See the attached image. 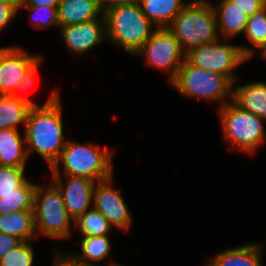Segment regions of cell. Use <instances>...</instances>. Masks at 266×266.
Instances as JSON below:
<instances>
[{"label": "cell", "instance_id": "obj_6", "mask_svg": "<svg viewBox=\"0 0 266 266\" xmlns=\"http://www.w3.org/2000/svg\"><path fill=\"white\" fill-rule=\"evenodd\" d=\"M170 85L185 98L220 102L219 108L232 100L233 83L226 76L197 68L186 60Z\"/></svg>", "mask_w": 266, "mask_h": 266}, {"label": "cell", "instance_id": "obj_17", "mask_svg": "<svg viewBox=\"0 0 266 266\" xmlns=\"http://www.w3.org/2000/svg\"><path fill=\"white\" fill-rule=\"evenodd\" d=\"M263 246L247 243L230 248L207 259L205 266H262Z\"/></svg>", "mask_w": 266, "mask_h": 266}, {"label": "cell", "instance_id": "obj_19", "mask_svg": "<svg viewBox=\"0 0 266 266\" xmlns=\"http://www.w3.org/2000/svg\"><path fill=\"white\" fill-rule=\"evenodd\" d=\"M142 13L156 28H166L189 3L184 0H139Z\"/></svg>", "mask_w": 266, "mask_h": 266}, {"label": "cell", "instance_id": "obj_12", "mask_svg": "<svg viewBox=\"0 0 266 266\" xmlns=\"http://www.w3.org/2000/svg\"><path fill=\"white\" fill-rule=\"evenodd\" d=\"M52 176V182L60 190L69 216L75 220L93 206L95 181L76 176Z\"/></svg>", "mask_w": 266, "mask_h": 266}, {"label": "cell", "instance_id": "obj_36", "mask_svg": "<svg viewBox=\"0 0 266 266\" xmlns=\"http://www.w3.org/2000/svg\"><path fill=\"white\" fill-rule=\"evenodd\" d=\"M259 53H260V56L261 58L265 59L266 60V42L261 44L258 48H256Z\"/></svg>", "mask_w": 266, "mask_h": 266}, {"label": "cell", "instance_id": "obj_1", "mask_svg": "<svg viewBox=\"0 0 266 266\" xmlns=\"http://www.w3.org/2000/svg\"><path fill=\"white\" fill-rule=\"evenodd\" d=\"M60 93L53 89L47 101L29 109L24 133L28 156L37 152L47 162L49 168L59 158L67 143L64 138Z\"/></svg>", "mask_w": 266, "mask_h": 266}, {"label": "cell", "instance_id": "obj_4", "mask_svg": "<svg viewBox=\"0 0 266 266\" xmlns=\"http://www.w3.org/2000/svg\"><path fill=\"white\" fill-rule=\"evenodd\" d=\"M223 140L231 151L254 154L265 143L263 118L241 109L232 100L218 108Z\"/></svg>", "mask_w": 266, "mask_h": 266}, {"label": "cell", "instance_id": "obj_30", "mask_svg": "<svg viewBox=\"0 0 266 266\" xmlns=\"http://www.w3.org/2000/svg\"><path fill=\"white\" fill-rule=\"evenodd\" d=\"M18 5V0L0 1V32L17 17Z\"/></svg>", "mask_w": 266, "mask_h": 266}, {"label": "cell", "instance_id": "obj_7", "mask_svg": "<svg viewBox=\"0 0 266 266\" xmlns=\"http://www.w3.org/2000/svg\"><path fill=\"white\" fill-rule=\"evenodd\" d=\"M33 212L37 237H71V225L74 220L67 212L60 190L52 181L46 186L37 184Z\"/></svg>", "mask_w": 266, "mask_h": 266}, {"label": "cell", "instance_id": "obj_26", "mask_svg": "<svg viewBox=\"0 0 266 266\" xmlns=\"http://www.w3.org/2000/svg\"><path fill=\"white\" fill-rule=\"evenodd\" d=\"M25 170L23 167L0 165V198L1 195L16 193V190L27 181Z\"/></svg>", "mask_w": 266, "mask_h": 266}, {"label": "cell", "instance_id": "obj_18", "mask_svg": "<svg viewBox=\"0 0 266 266\" xmlns=\"http://www.w3.org/2000/svg\"><path fill=\"white\" fill-rule=\"evenodd\" d=\"M18 129H0V165L26 168L29 159L23 137Z\"/></svg>", "mask_w": 266, "mask_h": 266}, {"label": "cell", "instance_id": "obj_38", "mask_svg": "<svg viewBox=\"0 0 266 266\" xmlns=\"http://www.w3.org/2000/svg\"><path fill=\"white\" fill-rule=\"evenodd\" d=\"M188 2H209V0H187Z\"/></svg>", "mask_w": 266, "mask_h": 266}, {"label": "cell", "instance_id": "obj_14", "mask_svg": "<svg viewBox=\"0 0 266 266\" xmlns=\"http://www.w3.org/2000/svg\"><path fill=\"white\" fill-rule=\"evenodd\" d=\"M214 9L219 36L222 39L232 38L244 33L248 16L231 0H219V3L211 2Z\"/></svg>", "mask_w": 266, "mask_h": 266}, {"label": "cell", "instance_id": "obj_20", "mask_svg": "<svg viewBox=\"0 0 266 266\" xmlns=\"http://www.w3.org/2000/svg\"><path fill=\"white\" fill-rule=\"evenodd\" d=\"M0 232L19 238L22 242L37 237L33 211H20L0 215Z\"/></svg>", "mask_w": 266, "mask_h": 266}, {"label": "cell", "instance_id": "obj_35", "mask_svg": "<svg viewBox=\"0 0 266 266\" xmlns=\"http://www.w3.org/2000/svg\"><path fill=\"white\" fill-rule=\"evenodd\" d=\"M139 0H98L99 5L101 6L102 10H106L109 7H112L114 5H118V4H132V3H136Z\"/></svg>", "mask_w": 266, "mask_h": 266}, {"label": "cell", "instance_id": "obj_3", "mask_svg": "<svg viewBox=\"0 0 266 266\" xmlns=\"http://www.w3.org/2000/svg\"><path fill=\"white\" fill-rule=\"evenodd\" d=\"M104 17L107 40L134 56L156 29L142 13L139 2L109 7Z\"/></svg>", "mask_w": 266, "mask_h": 266}, {"label": "cell", "instance_id": "obj_28", "mask_svg": "<svg viewBox=\"0 0 266 266\" xmlns=\"http://www.w3.org/2000/svg\"><path fill=\"white\" fill-rule=\"evenodd\" d=\"M33 241H24L0 259V266H32L34 264Z\"/></svg>", "mask_w": 266, "mask_h": 266}, {"label": "cell", "instance_id": "obj_33", "mask_svg": "<svg viewBox=\"0 0 266 266\" xmlns=\"http://www.w3.org/2000/svg\"><path fill=\"white\" fill-rule=\"evenodd\" d=\"M54 254L52 266H87L86 264L75 260L68 252H61L56 249Z\"/></svg>", "mask_w": 266, "mask_h": 266}, {"label": "cell", "instance_id": "obj_24", "mask_svg": "<svg viewBox=\"0 0 266 266\" xmlns=\"http://www.w3.org/2000/svg\"><path fill=\"white\" fill-rule=\"evenodd\" d=\"M244 35L253 45L252 48L248 45L239 44L241 51L247 57V61H249L255 55L256 48L266 42V5L253 15L248 16Z\"/></svg>", "mask_w": 266, "mask_h": 266}, {"label": "cell", "instance_id": "obj_29", "mask_svg": "<svg viewBox=\"0 0 266 266\" xmlns=\"http://www.w3.org/2000/svg\"><path fill=\"white\" fill-rule=\"evenodd\" d=\"M43 56L41 55L26 71L25 75L23 76L22 81L20 82V84L15 88L14 92L11 94V96H13L14 98H17L19 100H22L26 103H28L31 107H38V106H42L40 104H38L36 101L27 98V96H23L22 94L18 93L19 91H26L28 90L30 87L33 86L34 84V78L35 75L39 69V66L42 63V58Z\"/></svg>", "mask_w": 266, "mask_h": 266}, {"label": "cell", "instance_id": "obj_16", "mask_svg": "<svg viewBox=\"0 0 266 266\" xmlns=\"http://www.w3.org/2000/svg\"><path fill=\"white\" fill-rule=\"evenodd\" d=\"M236 83L237 80L233 83L232 101L241 109L266 120V82L255 80L244 85Z\"/></svg>", "mask_w": 266, "mask_h": 266}, {"label": "cell", "instance_id": "obj_10", "mask_svg": "<svg viewBox=\"0 0 266 266\" xmlns=\"http://www.w3.org/2000/svg\"><path fill=\"white\" fill-rule=\"evenodd\" d=\"M114 177L96 182L93 192V207L97 209L111 224L120 230H129L132 214L128 209L120 190L112 187Z\"/></svg>", "mask_w": 266, "mask_h": 266}, {"label": "cell", "instance_id": "obj_8", "mask_svg": "<svg viewBox=\"0 0 266 266\" xmlns=\"http://www.w3.org/2000/svg\"><path fill=\"white\" fill-rule=\"evenodd\" d=\"M228 42L229 39L220 38L215 42L193 47L186 52L185 60L197 68L222 74L234 83L238 80L235 69L247 62V57L240 45Z\"/></svg>", "mask_w": 266, "mask_h": 266}, {"label": "cell", "instance_id": "obj_25", "mask_svg": "<svg viewBox=\"0 0 266 266\" xmlns=\"http://www.w3.org/2000/svg\"><path fill=\"white\" fill-rule=\"evenodd\" d=\"M73 226L83 236L108 235L113 230L109 221L93 206L73 221Z\"/></svg>", "mask_w": 266, "mask_h": 266}, {"label": "cell", "instance_id": "obj_37", "mask_svg": "<svg viewBox=\"0 0 266 266\" xmlns=\"http://www.w3.org/2000/svg\"><path fill=\"white\" fill-rule=\"evenodd\" d=\"M108 266H124L122 264L116 263L115 261H112L111 263H108Z\"/></svg>", "mask_w": 266, "mask_h": 266}, {"label": "cell", "instance_id": "obj_34", "mask_svg": "<svg viewBox=\"0 0 266 266\" xmlns=\"http://www.w3.org/2000/svg\"><path fill=\"white\" fill-rule=\"evenodd\" d=\"M61 0H18V6L38 7L53 6L57 7Z\"/></svg>", "mask_w": 266, "mask_h": 266}, {"label": "cell", "instance_id": "obj_31", "mask_svg": "<svg viewBox=\"0 0 266 266\" xmlns=\"http://www.w3.org/2000/svg\"><path fill=\"white\" fill-rule=\"evenodd\" d=\"M231 2L239 7L247 16L253 15L266 5V0H231Z\"/></svg>", "mask_w": 266, "mask_h": 266}, {"label": "cell", "instance_id": "obj_22", "mask_svg": "<svg viewBox=\"0 0 266 266\" xmlns=\"http://www.w3.org/2000/svg\"><path fill=\"white\" fill-rule=\"evenodd\" d=\"M31 106L11 95H0V129H25Z\"/></svg>", "mask_w": 266, "mask_h": 266}, {"label": "cell", "instance_id": "obj_5", "mask_svg": "<svg viewBox=\"0 0 266 266\" xmlns=\"http://www.w3.org/2000/svg\"><path fill=\"white\" fill-rule=\"evenodd\" d=\"M166 28L185 52L220 39L216 15L209 2H189Z\"/></svg>", "mask_w": 266, "mask_h": 266}, {"label": "cell", "instance_id": "obj_9", "mask_svg": "<svg viewBox=\"0 0 266 266\" xmlns=\"http://www.w3.org/2000/svg\"><path fill=\"white\" fill-rule=\"evenodd\" d=\"M186 52L167 28H156L142 48L135 54L147 65L169 73V84L176 78Z\"/></svg>", "mask_w": 266, "mask_h": 266}, {"label": "cell", "instance_id": "obj_13", "mask_svg": "<svg viewBox=\"0 0 266 266\" xmlns=\"http://www.w3.org/2000/svg\"><path fill=\"white\" fill-rule=\"evenodd\" d=\"M20 46H6L0 53V95H11L27 69L41 56L28 54Z\"/></svg>", "mask_w": 266, "mask_h": 266}, {"label": "cell", "instance_id": "obj_27", "mask_svg": "<svg viewBox=\"0 0 266 266\" xmlns=\"http://www.w3.org/2000/svg\"><path fill=\"white\" fill-rule=\"evenodd\" d=\"M21 7H25L29 10L30 14V24L37 29H46L50 26H56L59 28L57 7L53 6H38V7H28V6H18V11Z\"/></svg>", "mask_w": 266, "mask_h": 266}, {"label": "cell", "instance_id": "obj_32", "mask_svg": "<svg viewBox=\"0 0 266 266\" xmlns=\"http://www.w3.org/2000/svg\"><path fill=\"white\" fill-rule=\"evenodd\" d=\"M21 243L19 238L0 232V259Z\"/></svg>", "mask_w": 266, "mask_h": 266}, {"label": "cell", "instance_id": "obj_2", "mask_svg": "<svg viewBox=\"0 0 266 266\" xmlns=\"http://www.w3.org/2000/svg\"><path fill=\"white\" fill-rule=\"evenodd\" d=\"M113 154L107 147L68 139L59 158L49 168L50 173L52 176H76L95 182L106 180L114 175Z\"/></svg>", "mask_w": 266, "mask_h": 266}, {"label": "cell", "instance_id": "obj_21", "mask_svg": "<svg viewBox=\"0 0 266 266\" xmlns=\"http://www.w3.org/2000/svg\"><path fill=\"white\" fill-rule=\"evenodd\" d=\"M109 239L108 235L82 237L81 253L70 252L69 255L87 266H101L98 263L107 258L111 251L112 245Z\"/></svg>", "mask_w": 266, "mask_h": 266}, {"label": "cell", "instance_id": "obj_15", "mask_svg": "<svg viewBox=\"0 0 266 266\" xmlns=\"http://www.w3.org/2000/svg\"><path fill=\"white\" fill-rule=\"evenodd\" d=\"M59 27L99 19L104 11L98 0H61L57 6Z\"/></svg>", "mask_w": 266, "mask_h": 266}, {"label": "cell", "instance_id": "obj_23", "mask_svg": "<svg viewBox=\"0 0 266 266\" xmlns=\"http://www.w3.org/2000/svg\"><path fill=\"white\" fill-rule=\"evenodd\" d=\"M37 183L26 181L14 194L1 195L0 215L20 211H33Z\"/></svg>", "mask_w": 266, "mask_h": 266}, {"label": "cell", "instance_id": "obj_11", "mask_svg": "<svg viewBox=\"0 0 266 266\" xmlns=\"http://www.w3.org/2000/svg\"><path fill=\"white\" fill-rule=\"evenodd\" d=\"M59 28L67 49L74 55L86 54L107 39L104 14L99 19Z\"/></svg>", "mask_w": 266, "mask_h": 266}, {"label": "cell", "instance_id": "obj_39", "mask_svg": "<svg viewBox=\"0 0 266 266\" xmlns=\"http://www.w3.org/2000/svg\"><path fill=\"white\" fill-rule=\"evenodd\" d=\"M6 47H0V53L5 49Z\"/></svg>", "mask_w": 266, "mask_h": 266}]
</instances>
